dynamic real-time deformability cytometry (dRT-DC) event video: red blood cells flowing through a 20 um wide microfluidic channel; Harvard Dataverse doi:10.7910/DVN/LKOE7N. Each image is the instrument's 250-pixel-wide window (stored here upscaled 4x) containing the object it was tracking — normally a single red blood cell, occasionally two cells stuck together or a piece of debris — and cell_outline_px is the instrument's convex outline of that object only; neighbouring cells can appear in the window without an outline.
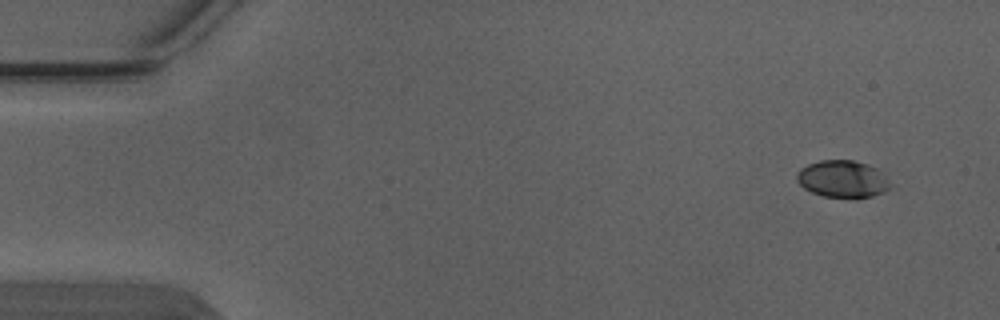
{"species": "Egyptian fruit bat (a non-hibernating species)", "species_latin": "Rousettus aegyptiacus", "temperature_condition": "warm", "stored_images_in_passage": 4, "camera_frame_rate_fps": 3000, "um_per_image_px": 0.085, "animal": {"sex": "male"}, "frame": {"image": 1, "passage_image": 1, "time_ms": 0.0, "image_size_px": [1000, 320], "cell_outline_px": [[892, 184], [888, 188], [872, 196], [856, 200], [824, 196], [812, 192], [804, 188], [796, 180], [796, 176], [800, 168], [808, 164], [820, 160], [852, 160], [868, 164], [880, 168]], "centroid_in_image_um": [71.65, 15.22], "position_along_channel_um": 13.4, "area_um2": 20.69}}
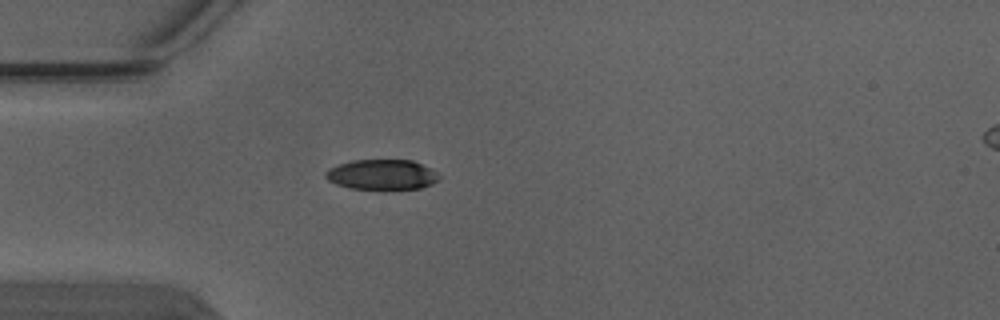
{"frame": {"image": 2, "passage_image": 4, "time_ms": 1.0, "image_size_px": [1000, 320], "cell_outline_px": [[440, 180], [432, 184], [420, 188], [348, 188], [336, 184], [328, 180], [324, 176], [324, 172], [328, 168], [352, 160], [412, 160], [432, 168], [440, 176]], "centroid_in_image_um": [32.47, 14.82], "position_along_channel_um": 52.5, "area_um2": 19.88}}